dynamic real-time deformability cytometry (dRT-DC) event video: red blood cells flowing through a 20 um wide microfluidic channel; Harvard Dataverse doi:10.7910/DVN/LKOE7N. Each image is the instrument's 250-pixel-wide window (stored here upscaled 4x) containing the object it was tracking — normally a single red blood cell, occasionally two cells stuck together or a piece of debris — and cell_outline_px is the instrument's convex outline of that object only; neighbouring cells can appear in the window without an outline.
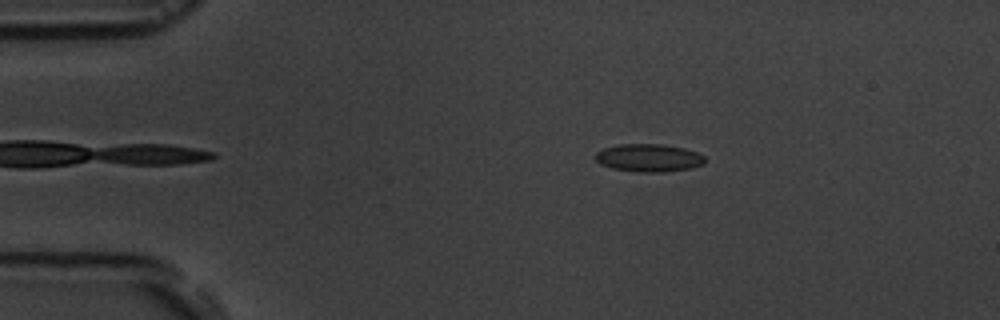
{"species": "common noctule bat (a hibernating species)", "species_latin": "Nyctalus noctula", "temperature_condition": "room temperature", "stored_images_in_passage": 4, "camera_frame_rate_fps": 3000, "um_per_image_px": 0.085, "animal": {"sex": "male", "body_mass_g": 19.5, "forearm_length_mm": 54.6}, "frame": {"image": 1, "passage_image": 2, "time_ms": 1.0, "image_size_px": [1000, 320], "cell_outline_px": [[704, 164], [692, 168], [664, 172], [640, 172], [612, 168], [600, 164], [596, 160], [596, 152], [604, 148], [620, 144], [660, 144], [684, 148], [696, 152], [704, 156]], "centroid_in_image_um": [55.15, 13.42], "position_along_channel_um": 29.9, "area_um2": 17.69}}
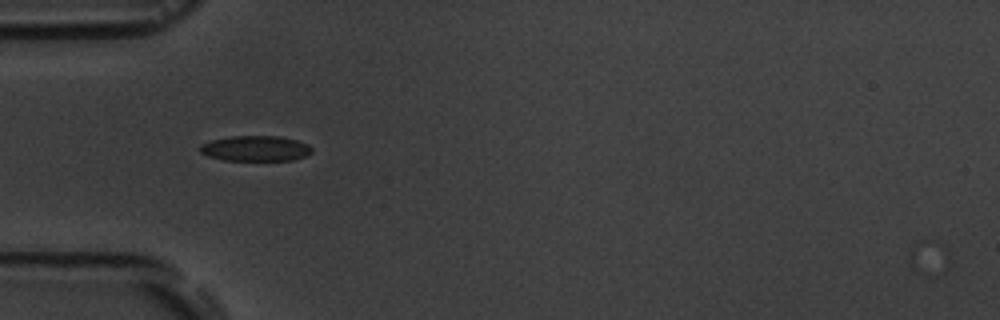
{"frame": {"image": 2, "passage_image": 4, "time_ms": 3.333, "image_size_px": [1000, 320], "cell_outline_px": [[312, 152], [304, 156], [292, 160], [224, 160], [208, 156], [200, 152], [200, 144], [212, 140], [232, 136], [280, 136], [296, 140], [308, 144], [312, 148]], "centroid_in_image_um": [21.72, 12.61], "position_along_channel_um": 63.3, "area_um2": 16.47}}